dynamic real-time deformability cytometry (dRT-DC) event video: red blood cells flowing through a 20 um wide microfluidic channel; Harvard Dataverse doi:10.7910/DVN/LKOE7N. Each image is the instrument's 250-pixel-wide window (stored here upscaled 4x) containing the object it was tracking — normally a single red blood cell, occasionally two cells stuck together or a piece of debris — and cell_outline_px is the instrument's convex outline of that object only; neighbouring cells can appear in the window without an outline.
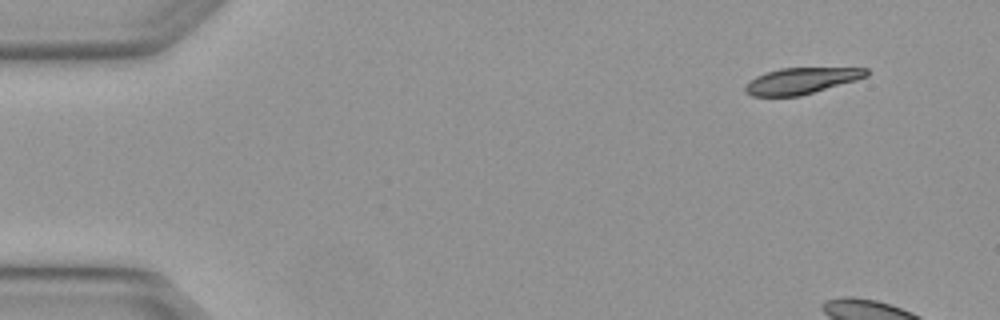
{"species": "Egyptian fruit bat (a non-hibernating species)", "species_latin": "Rousettus aegyptiacus", "temperature_condition": "warm", "stored_images_in_passage": 4, "camera_frame_rate_fps": 3000, "um_per_image_px": 0.085, "animal": {"sex": "female"}, "frame": {"image": 1, "passage_image": 1, "time_ms": 0.0, "image_size_px": [1000, 320], "cell_outline_px": [[868, 76], [856, 80], [800, 96], [752, 96], [744, 92], [744, 84], [748, 80], [764, 72], [780, 68], [868, 68]], "centroid_in_image_um": [68.04, 6.87], "position_along_channel_um": 17.0, "area_um2": 18.61}}